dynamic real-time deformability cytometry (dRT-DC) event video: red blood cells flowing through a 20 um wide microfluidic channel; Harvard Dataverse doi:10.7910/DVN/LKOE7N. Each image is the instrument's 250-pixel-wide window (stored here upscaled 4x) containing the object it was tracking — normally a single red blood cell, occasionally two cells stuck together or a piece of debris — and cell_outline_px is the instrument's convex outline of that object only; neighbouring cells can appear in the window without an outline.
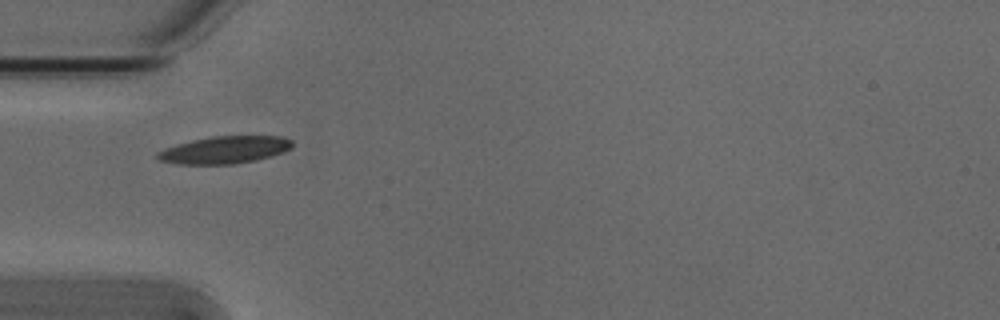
{"species": "Egyptian fruit bat (a non-hibernating species)", "species_latin": "Rousettus aegyptiacus", "temperature_condition": "cold", "stored_images_in_passage": 5, "camera_frame_rate_fps": 3000, "um_per_image_px": 0.085, "animal": {"sex": "male"}, "frame": {"image": 1, "passage_image": 2, "time_ms": 0.333, "image_size_px": [1000, 320], "cell_outline_px": [[292, 148], [284, 152], [256, 160], [232, 164], [176, 164], [156, 160], [156, 152], [164, 148], [176, 144], [192, 140], [212, 136], [284, 136], [292, 140]], "centroid_in_image_um": [19.07, 12.74], "position_along_channel_um": 65.9, "area_um2": 21.68}}
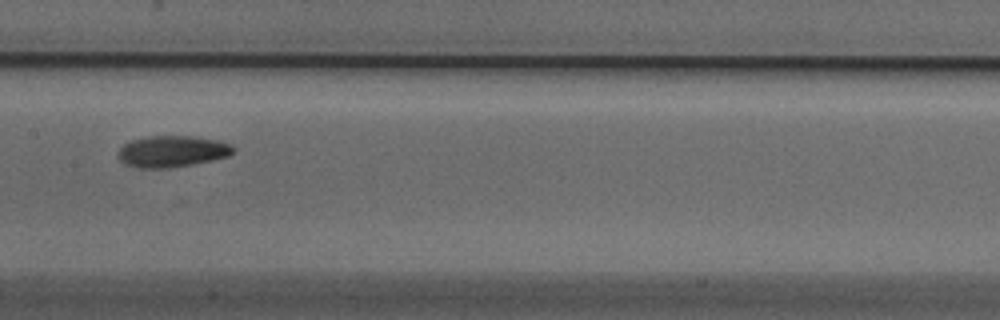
{"frame": {"image": 2, "passage_image": 5, "time_ms": 1.333, "image_size_px": [1000, 320], "cell_outline_px": [[236, 148], [228, 156], [212, 160], [192, 164], [168, 168], [136, 168], [124, 164], [116, 156], [120, 148], [124, 144], [132, 140], [148, 136], [192, 136], [216, 140], [232, 144]], "centroid_in_image_um": [14.6, 12.87], "position_along_channel_um": 192.8, "area_um2": 21.15}}